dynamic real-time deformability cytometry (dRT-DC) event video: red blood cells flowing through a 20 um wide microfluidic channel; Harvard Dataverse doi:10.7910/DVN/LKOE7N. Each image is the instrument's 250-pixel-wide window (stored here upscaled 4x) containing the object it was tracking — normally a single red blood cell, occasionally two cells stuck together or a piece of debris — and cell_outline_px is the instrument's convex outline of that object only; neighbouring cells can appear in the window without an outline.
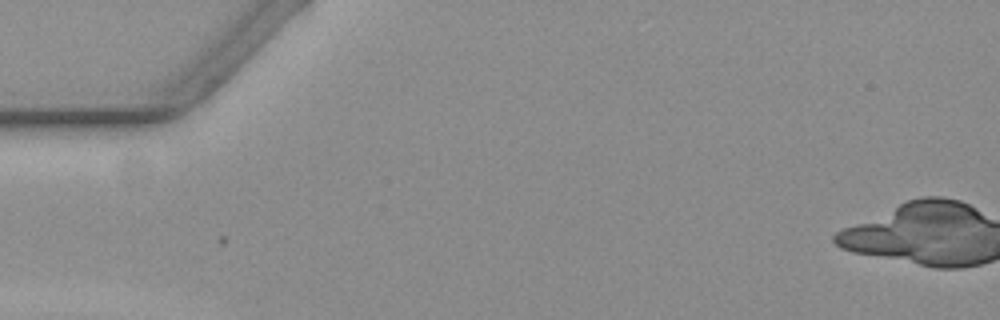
{"species": "common noctule bat (a hibernating species)", "species_latin": "Nyctalus noctula", "temperature_condition": "warm", "stored_images_in_passage": 4, "segment_of_instrument_passage": [1, 2], "camera_frame_rate_fps": 3000, "um_per_image_px": 0.085, "animal": {"sex": "female", "body_mass_g": 19.3, "forearm_length_mm": 54.1}, "frame": {"image": 1, "passage_image": 1, "time_ms": 0.0, "image_size_px": [1000, 320], "cell_outline_px": [[144, 260], [76, 268], [68, 268], [36, 260], [28, 252], [28, 248], [64, 248], [136, 252]], "centroid_in_image_um": [6.96, 21.84], "position_along_channel_um": 78.0, "area_um2": 11.68}}